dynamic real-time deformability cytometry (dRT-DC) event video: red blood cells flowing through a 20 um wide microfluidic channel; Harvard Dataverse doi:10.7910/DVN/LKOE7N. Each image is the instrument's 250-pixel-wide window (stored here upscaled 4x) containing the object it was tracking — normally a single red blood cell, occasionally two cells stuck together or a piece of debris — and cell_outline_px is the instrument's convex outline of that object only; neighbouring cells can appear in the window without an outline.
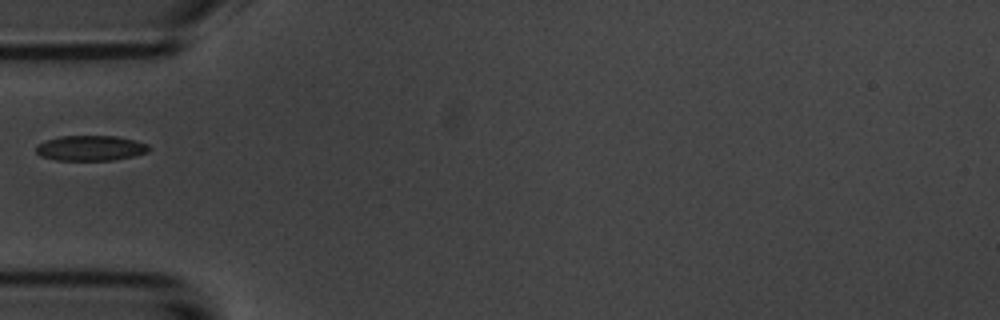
{"species": "common noctule bat (a hibernating species)", "species_latin": "Nyctalus noctula", "temperature_condition": "room temperature", "stored_images_in_passage": 3, "camera_frame_rate_fps": 3000, "um_per_image_px": 0.085, "animal": {"sex": "male", "body_mass_g": 20.1, "forearm_length_mm": 53.5}, "frame": {"image": 1, "passage_image": 2, "time_ms": 1.333, "image_size_px": [1000, 320], "cell_outline_px": [[148, 152], [132, 156], [112, 160], [56, 160], [40, 156], [36, 152], [36, 144], [44, 140], [60, 136], [116, 136], [136, 140], [148, 144]], "centroid_in_image_um": [7.65, 12.58], "position_along_channel_um": 77.3, "area_um2": 16.65}}